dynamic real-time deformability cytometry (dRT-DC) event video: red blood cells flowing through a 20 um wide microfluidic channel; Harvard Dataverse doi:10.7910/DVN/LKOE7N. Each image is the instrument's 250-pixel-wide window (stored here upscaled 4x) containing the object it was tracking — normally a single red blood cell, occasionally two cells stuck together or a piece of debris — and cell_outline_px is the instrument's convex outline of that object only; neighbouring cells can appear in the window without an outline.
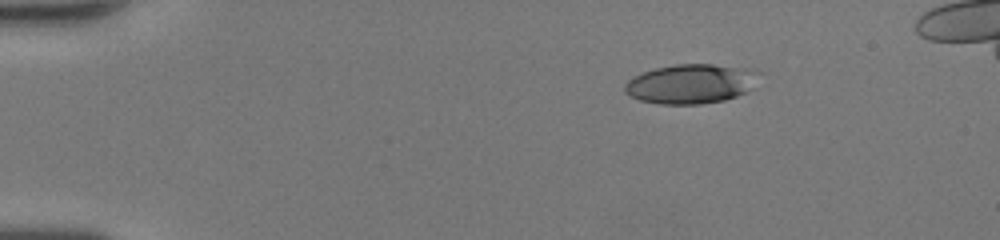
{"species": "human", "species_latin": "Homo sapiens", "temperature_condition": "room temperature", "stored_images_in_passage": 42, "camera_frame_rate_fps": 3000, "um_per_image_px": 0.085, "donor": {"sex": "female"}, "frame": {"image": 1, "passage_image": 1, "time_ms": 0.0, "image_size_px": [1000, 240], "cell_outline_px": [[764, 72], [756, 88], [748, 92], [724, 100], [700, 104], [660, 104], [640, 100], [628, 96], [624, 92], [624, 84], [632, 76], [656, 68], [676, 64], [712, 64], [756, 68]], "centroid_in_image_um": [58.85, 7.11], "position_along_channel_um": 26.2, "area_um2": 31.85}}
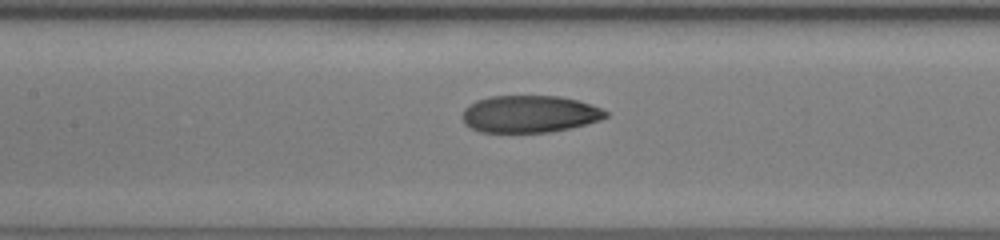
{"frame": {"image": 2, "passage_image": 17, "time_ms": 5.333, "image_size_px": [1000, 240], "cell_outline_px": [[608, 116], [600, 120], [552, 132], [480, 132], [464, 124], [464, 108], [468, 104], [476, 100], [488, 96], [560, 96], [592, 104], [608, 112]], "centroid_in_image_um": [45.0, 9.68], "position_along_channel_um": 162.4, "area_um2": 30.98}}
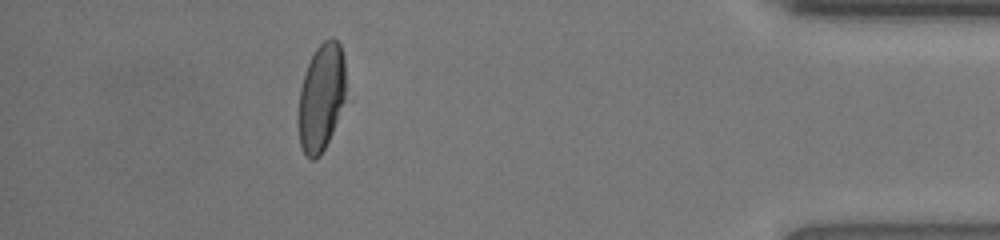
{"frame": {"image": 3, "passage_image": 37, "time_ms": 12.0, "image_size_px": [1000, 240], "cell_outline_px": [[344, 100], [332, 132], [320, 156], [316, 160], [308, 160], [304, 156], [300, 144], [296, 120], [300, 88], [308, 64], [316, 48], [324, 40], [332, 36], [340, 44], [344, 56]], "centroid_in_image_um": [27.26, 8.32], "position_along_channel_um": 407.9, "area_um2": 29.94}, "authors_computed_cell_mechanics": {"area_um2": 31.4721, "velocity_mm_per_s": 4.3578, "shape_relaxation_time_tau1_ms": 6.2082, "shape_relaxation_time_tau2_ms": 1.4768, "deformation_change_tau1": 0.2254, "deformation_change_tau2": 0.0656}}